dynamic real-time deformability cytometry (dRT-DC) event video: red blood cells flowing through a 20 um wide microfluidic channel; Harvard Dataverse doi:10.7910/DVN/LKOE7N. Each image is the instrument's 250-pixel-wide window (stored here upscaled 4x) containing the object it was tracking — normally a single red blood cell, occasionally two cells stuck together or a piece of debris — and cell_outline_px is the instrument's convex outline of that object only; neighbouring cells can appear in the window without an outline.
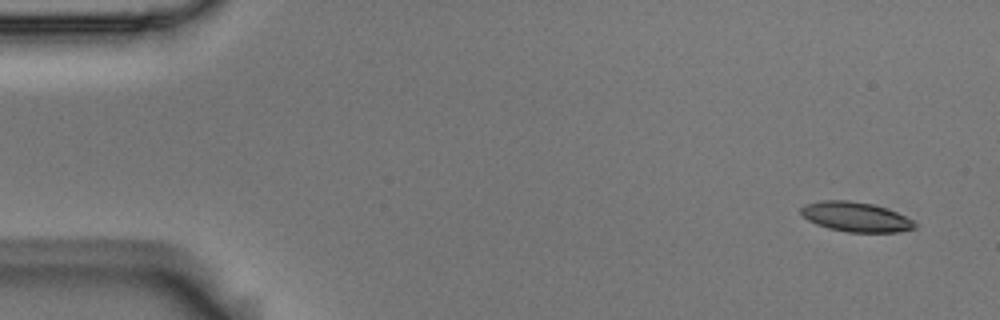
{"species": "Egyptian fruit bat (a non-hibernating species)", "species_latin": "Rousettus aegyptiacus", "temperature_condition": "room temperature", "stored_images_in_passage": 4, "camera_frame_rate_fps": 3000, "um_per_image_px": 0.085, "animal": {"sex": "male"}, "frame": {"image": 1, "passage_image": 1, "time_ms": 0.0, "image_size_px": [1000, 320], "cell_outline_px": [[916, 228], [896, 232], [848, 232], [828, 228], [816, 224], [808, 220], [800, 212], [800, 208], [804, 204], [820, 200], [848, 200], [872, 204], [896, 212], [912, 220], [916, 224]], "centroid_in_image_um": [72.7, 18.43], "position_along_channel_um": 12.3, "area_um2": 19.59}}